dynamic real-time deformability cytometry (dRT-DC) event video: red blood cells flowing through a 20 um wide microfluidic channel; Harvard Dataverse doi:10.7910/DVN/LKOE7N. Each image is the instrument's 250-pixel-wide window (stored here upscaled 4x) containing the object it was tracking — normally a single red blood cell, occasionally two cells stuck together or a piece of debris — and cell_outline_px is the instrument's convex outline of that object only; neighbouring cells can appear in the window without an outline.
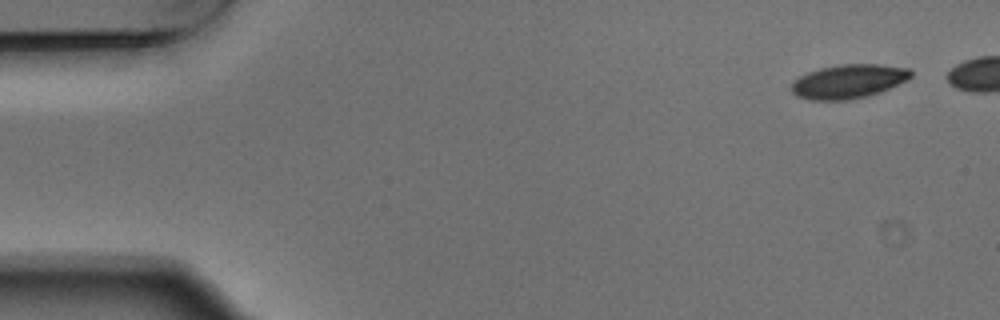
{"species": "Egyptian fruit bat (a non-hibernating species)", "species_latin": "Rousettus aegyptiacus", "temperature_condition": "warm", "stored_images_in_passage": 7, "camera_frame_rate_fps": 3000, "um_per_image_px": 0.085, "animal": {"sex": "male"}, "frame": {"image": 1, "passage_image": 1, "time_ms": 0.0, "image_size_px": [1000, 320], "cell_outline_px": [[912, 76], [908, 80], [880, 92], [868, 96], [848, 100], [808, 100], [796, 96], [792, 92], [792, 84], [800, 76], [808, 72], [820, 68], [840, 64], [880, 64], [912, 68]], "centroid_in_image_um": [72.16, 6.91], "position_along_channel_um": 12.8, "area_um2": 23.81}}
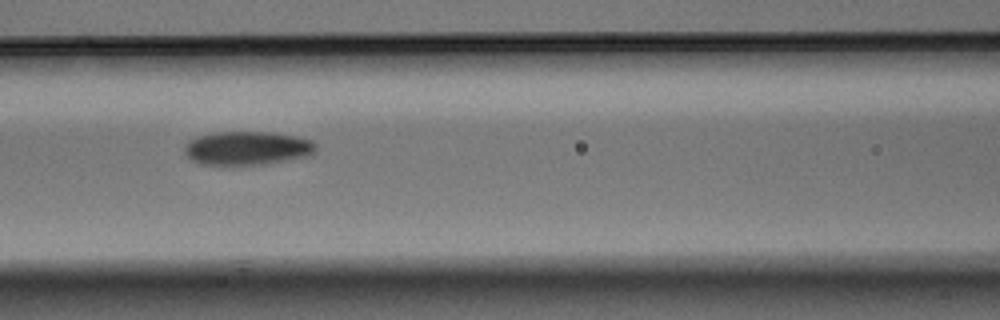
{"frame": {"image": 2, "passage_image": 6, "time_ms": 1.667, "image_size_px": [1000, 320], "cell_outline_px": [[316, 152], [312, 156], [264, 164], [224, 168], [200, 164], [192, 160], [184, 152], [184, 144], [188, 140], [196, 136], [216, 132], [276, 132], [296, 136], [312, 140], [316, 144]], "centroid_in_image_um": [20.99, 12.63], "position_along_channel_um": 145.6, "area_um2": 26.99}}
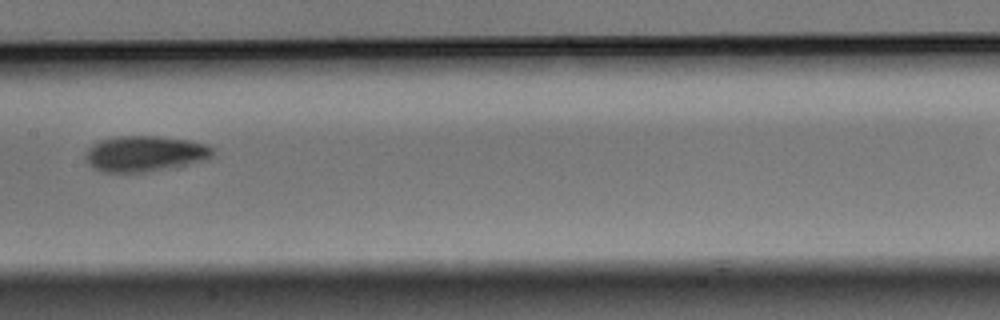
{"frame": {"image": 3, "passage_image": 7, "time_ms": 2.0, "image_size_px": [1000, 320], "cell_outline_px": [[212, 156], [200, 160], [184, 164], [148, 172], [104, 172], [92, 168], [88, 164], [84, 156], [88, 148], [92, 144], [100, 140], [116, 136], [160, 136], [188, 140], [204, 144], [212, 148]], "centroid_in_image_um": [12.21, 13.05], "position_along_channel_um": 195.2, "area_um2": 26.18}}